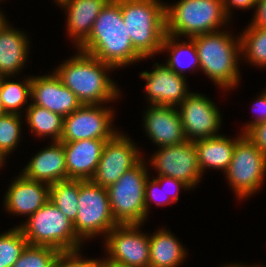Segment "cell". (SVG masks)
Segmentation results:
<instances>
[{"instance_id":"14","label":"cell","mask_w":266,"mask_h":267,"mask_svg":"<svg viewBox=\"0 0 266 267\" xmlns=\"http://www.w3.org/2000/svg\"><path fill=\"white\" fill-rule=\"evenodd\" d=\"M177 108L186 140L194 142L220 136L217 131L222 123V115L206 95L191 92Z\"/></svg>"},{"instance_id":"38","label":"cell","mask_w":266,"mask_h":267,"mask_svg":"<svg viewBox=\"0 0 266 267\" xmlns=\"http://www.w3.org/2000/svg\"><path fill=\"white\" fill-rule=\"evenodd\" d=\"M223 1V6L226 15L230 18L232 15L231 11L234 7V9H249V8H254L256 7V3L258 0H222ZM231 9V10H230Z\"/></svg>"},{"instance_id":"42","label":"cell","mask_w":266,"mask_h":267,"mask_svg":"<svg viewBox=\"0 0 266 267\" xmlns=\"http://www.w3.org/2000/svg\"><path fill=\"white\" fill-rule=\"evenodd\" d=\"M110 267H136V266H130V265H125V264L116 263V262H110Z\"/></svg>"},{"instance_id":"12","label":"cell","mask_w":266,"mask_h":267,"mask_svg":"<svg viewBox=\"0 0 266 267\" xmlns=\"http://www.w3.org/2000/svg\"><path fill=\"white\" fill-rule=\"evenodd\" d=\"M149 162L158 171V176H167L182 180L190 189L197 187L202 173L198 164V153L192 141L159 147L156 153L152 154Z\"/></svg>"},{"instance_id":"4","label":"cell","mask_w":266,"mask_h":267,"mask_svg":"<svg viewBox=\"0 0 266 267\" xmlns=\"http://www.w3.org/2000/svg\"><path fill=\"white\" fill-rule=\"evenodd\" d=\"M165 5L160 0H120L132 46L143 59L160 53L166 34Z\"/></svg>"},{"instance_id":"23","label":"cell","mask_w":266,"mask_h":267,"mask_svg":"<svg viewBox=\"0 0 266 267\" xmlns=\"http://www.w3.org/2000/svg\"><path fill=\"white\" fill-rule=\"evenodd\" d=\"M243 136L240 132V135L233 139L220 135L194 141L202 175L206 168L220 169L225 173L231 163L235 145Z\"/></svg>"},{"instance_id":"22","label":"cell","mask_w":266,"mask_h":267,"mask_svg":"<svg viewBox=\"0 0 266 267\" xmlns=\"http://www.w3.org/2000/svg\"><path fill=\"white\" fill-rule=\"evenodd\" d=\"M23 32L8 21L0 27V77H16L26 65L29 38Z\"/></svg>"},{"instance_id":"29","label":"cell","mask_w":266,"mask_h":267,"mask_svg":"<svg viewBox=\"0 0 266 267\" xmlns=\"http://www.w3.org/2000/svg\"><path fill=\"white\" fill-rule=\"evenodd\" d=\"M240 33L241 55L245 61L259 67H266V28L252 23ZM245 54V55H244Z\"/></svg>"},{"instance_id":"15","label":"cell","mask_w":266,"mask_h":267,"mask_svg":"<svg viewBox=\"0 0 266 267\" xmlns=\"http://www.w3.org/2000/svg\"><path fill=\"white\" fill-rule=\"evenodd\" d=\"M150 72L140 73L146 80L145 93L150 105H165L178 107L191 93L188 90L186 78L173 72L166 64H153Z\"/></svg>"},{"instance_id":"43","label":"cell","mask_w":266,"mask_h":267,"mask_svg":"<svg viewBox=\"0 0 266 267\" xmlns=\"http://www.w3.org/2000/svg\"><path fill=\"white\" fill-rule=\"evenodd\" d=\"M5 18L2 11H0V27L7 21Z\"/></svg>"},{"instance_id":"39","label":"cell","mask_w":266,"mask_h":267,"mask_svg":"<svg viewBox=\"0 0 266 267\" xmlns=\"http://www.w3.org/2000/svg\"><path fill=\"white\" fill-rule=\"evenodd\" d=\"M255 9L256 12L251 23L254 26L266 28V0H258Z\"/></svg>"},{"instance_id":"8","label":"cell","mask_w":266,"mask_h":267,"mask_svg":"<svg viewBox=\"0 0 266 267\" xmlns=\"http://www.w3.org/2000/svg\"><path fill=\"white\" fill-rule=\"evenodd\" d=\"M76 234L84 241L107 233L118 225L112 215L107 188L92 180L79 179Z\"/></svg>"},{"instance_id":"41","label":"cell","mask_w":266,"mask_h":267,"mask_svg":"<svg viewBox=\"0 0 266 267\" xmlns=\"http://www.w3.org/2000/svg\"><path fill=\"white\" fill-rule=\"evenodd\" d=\"M7 155L0 149V167L2 168L6 161Z\"/></svg>"},{"instance_id":"7","label":"cell","mask_w":266,"mask_h":267,"mask_svg":"<svg viewBox=\"0 0 266 267\" xmlns=\"http://www.w3.org/2000/svg\"><path fill=\"white\" fill-rule=\"evenodd\" d=\"M144 158L107 188L112 215L118 225L139 224L147 220L145 190L148 170Z\"/></svg>"},{"instance_id":"11","label":"cell","mask_w":266,"mask_h":267,"mask_svg":"<svg viewBox=\"0 0 266 267\" xmlns=\"http://www.w3.org/2000/svg\"><path fill=\"white\" fill-rule=\"evenodd\" d=\"M142 225H116L105 237L106 259L136 267H149V234L142 233Z\"/></svg>"},{"instance_id":"45","label":"cell","mask_w":266,"mask_h":267,"mask_svg":"<svg viewBox=\"0 0 266 267\" xmlns=\"http://www.w3.org/2000/svg\"><path fill=\"white\" fill-rule=\"evenodd\" d=\"M223 267H238V266H237L236 263H235V264H230V265H227V264H226V266H223Z\"/></svg>"},{"instance_id":"37","label":"cell","mask_w":266,"mask_h":267,"mask_svg":"<svg viewBox=\"0 0 266 267\" xmlns=\"http://www.w3.org/2000/svg\"><path fill=\"white\" fill-rule=\"evenodd\" d=\"M245 136L266 156V122L253 126Z\"/></svg>"},{"instance_id":"25","label":"cell","mask_w":266,"mask_h":267,"mask_svg":"<svg viewBox=\"0 0 266 267\" xmlns=\"http://www.w3.org/2000/svg\"><path fill=\"white\" fill-rule=\"evenodd\" d=\"M177 37L165 34L160 53H169L166 65L176 74L186 77L184 72L199 70L200 63L196 45L191 38L179 42ZM171 50V51H170ZM190 68V69H189ZM185 75V76H184Z\"/></svg>"},{"instance_id":"21","label":"cell","mask_w":266,"mask_h":267,"mask_svg":"<svg viewBox=\"0 0 266 267\" xmlns=\"http://www.w3.org/2000/svg\"><path fill=\"white\" fill-rule=\"evenodd\" d=\"M109 0H57L67 13V34L76 49L89 37L93 23Z\"/></svg>"},{"instance_id":"1","label":"cell","mask_w":266,"mask_h":267,"mask_svg":"<svg viewBox=\"0 0 266 267\" xmlns=\"http://www.w3.org/2000/svg\"><path fill=\"white\" fill-rule=\"evenodd\" d=\"M115 68L144 60L132 46L122 17L120 0H109L103 7L89 37L77 48Z\"/></svg>"},{"instance_id":"17","label":"cell","mask_w":266,"mask_h":267,"mask_svg":"<svg viewBox=\"0 0 266 267\" xmlns=\"http://www.w3.org/2000/svg\"><path fill=\"white\" fill-rule=\"evenodd\" d=\"M143 115L146 135L157 147H166L186 141L181 116L177 107L149 105Z\"/></svg>"},{"instance_id":"6","label":"cell","mask_w":266,"mask_h":267,"mask_svg":"<svg viewBox=\"0 0 266 267\" xmlns=\"http://www.w3.org/2000/svg\"><path fill=\"white\" fill-rule=\"evenodd\" d=\"M28 244L63 252L80 251L83 241L71 222L50 200L18 226Z\"/></svg>"},{"instance_id":"2","label":"cell","mask_w":266,"mask_h":267,"mask_svg":"<svg viewBox=\"0 0 266 267\" xmlns=\"http://www.w3.org/2000/svg\"><path fill=\"white\" fill-rule=\"evenodd\" d=\"M114 69L111 65L78 50L54 72L82 104L103 105L120 96L119 86L117 88L108 75V71Z\"/></svg>"},{"instance_id":"27","label":"cell","mask_w":266,"mask_h":267,"mask_svg":"<svg viewBox=\"0 0 266 267\" xmlns=\"http://www.w3.org/2000/svg\"><path fill=\"white\" fill-rule=\"evenodd\" d=\"M79 179L61 180L50 185L49 200L71 221L78 212Z\"/></svg>"},{"instance_id":"40","label":"cell","mask_w":266,"mask_h":267,"mask_svg":"<svg viewBox=\"0 0 266 267\" xmlns=\"http://www.w3.org/2000/svg\"><path fill=\"white\" fill-rule=\"evenodd\" d=\"M87 267H110V261H108L106 258L100 259H92Z\"/></svg>"},{"instance_id":"18","label":"cell","mask_w":266,"mask_h":267,"mask_svg":"<svg viewBox=\"0 0 266 267\" xmlns=\"http://www.w3.org/2000/svg\"><path fill=\"white\" fill-rule=\"evenodd\" d=\"M49 189L50 185L20 173L5 193L3 205L8 213L29 217L49 201Z\"/></svg>"},{"instance_id":"28","label":"cell","mask_w":266,"mask_h":267,"mask_svg":"<svg viewBox=\"0 0 266 267\" xmlns=\"http://www.w3.org/2000/svg\"><path fill=\"white\" fill-rule=\"evenodd\" d=\"M11 77H0V96L2 100V113H24L22 107L28 104L31 98V77L22 82L9 81Z\"/></svg>"},{"instance_id":"13","label":"cell","mask_w":266,"mask_h":267,"mask_svg":"<svg viewBox=\"0 0 266 267\" xmlns=\"http://www.w3.org/2000/svg\"><path fill=\"white\" fill-rule=\"evenodd\" d=\"M123 134L119 131L107 140L96 173L91 179L104 188L117 182L126 171L143 159L139 147Z\"/></svg>"},{"instance_id":"30","label":"cell","mask_w":266,"mask_h":267,"mask_svg":"<svg viewBox=\"0 0 266 267\" xmlns=\"http://www.w3.org/2000/svg\"><path fill=\"white\" fill-rule=\"evenodd\" d=\"M60 254L53 247L27 244L12 267H53Z\"/></svg>"},{"instance_id":"24","label":"cell","mask_w":266,"mask_h":267,"mask_svg":"<svg viewBox=\"0 0 266 267\" xmlns=\"http://www.w3.org/2000/svg\"><path fill=\"white\" fill-rule=\"evenodd\" d=\"M149 245V267H178L187 257L183 244L166 228L149 235Z\"/></svg>"},{"instance_id":"16","label":"cell","mask_w":266,"mask_h":267,"mask_svg":"<svg viewBox=\"0 0 266 267\" xmlns=\"http://www.w3.org/2000/svg\"><path fill=\"white\" fill-rule=\"evenodd\" d=\"M51 73L31 77L30 100L34 105L65 117L77 110L82 103L68 87L63 85L54 71Z\"/></svg>"},{"instance_id":"20","label":"cell","mask_w":266,"mask_h":267,"mask_svg":"<svg viewBox=\"0 0 266 267\" xmlns=\"http://www.w3.org/2000/svg\"><path fill=\"white\" fill-rule=\"evenodd\" d=\"M26 178L54 184L67 180V168L63 142L52 141L51 145L37 152L21 172Z\"/></svg>"},{"instance_id":"32","label":"cell","mask_w":266,"mask_h":267,"mask_svg":"<svg viewBox=\"0 0 266 267\" xmlns=\"http://www.w3.org/2000/svg\"><path fill=\"white\" fill-rule=\"evenodd\" d=\"M21 117L19 114L0 113V149L8 156L21 140Z\"/></svg>"},{"instance_id":"33","label":"cell","mask_w":266,"mask_h":267,"mask_svg":"<svg viewBox=\"0 0 266 267\" xmlns=\"http://www.w3.org/2000/svg\"><path fill=\"white\" fill-rule=\"evenodd\" d=\"M149 178L146 180L145 190V209L147 216L151 203H155L156 206L166 205L165 184H159L155 179L150 180Z\"/></svg>"},{"instance_id":"44","label":"cell","mask_w":266,"mask_h":267,"mask_svg":"<svg viewBox=\"0 0 266 267\" xmlns=\"http://www.w3.org/2000/svg\"><path fill=\"white\" fill-rule=\"evenodd\" d=\"M236 265H237L238 267H249V266H247V265H246V266H245V265L243 266L242 264H239V263L236 264ZM256 266H257V267H263V265H261V266H260V265H256ZM256 266H255V267H256ZM250 267H251V266H250ZM252 267H254V266H252Z\"/></svg>"},{"instance_id":"31","label":"cell","mask_w":266,"mask_h":267,"mask_svg":"<svg viewBox=\"0 0 266 267\" xmlns=\"http://www.w3.org/2000/svg\"><path fill=\"white\" fill-rule=\"evenodd\" d=\"M27 244L18 225L0 234V267H12Z\"/></svg>"},{"instance_id":"36","label":"cell","mask_w":266,"mask_h":267,"mask_svg":"<svg viewBox=\"0 0 266 267\" xmlns=\"http://www.w3.org/2000/svg\"><path fill=\"white\" fill-rule=\"evenodd\" d=\"M80 251L63 252L59 255L57 264L60 267H87L92 259H84Z\"/></svg>"},{"instance_id":"9","label":"cell","mask_w":266,"mask_h":267,"mask_svg":"<svg viewBox=\"0 0 266 267\" xmlns=\"http://www.w3.org/2000/svg\"><path fill=\"white\" fill-rule=\"evenodd\" d=\"M225 175L238 199L250 197L263 186L266 176V156L244 135L235 145Z\"/></svg>"},{"instance_id":"10","label":"cell","mask_w":266,"mask_h":267,"mask_svg":"<svg viewBox=\"0 0 266 267\" xmlns=\"http://www.w3.org/2000/svg\"><path fill=\"white\" fill-rule=\"evenodd\" d=\"M111 108L104 107L102 104H82L77 110L64 117L60 142L111 139L118 132L112 126L114 110Z\"/></svg>"},{"instance_id":"34","label":"cell","mask_w":266,"mask_h":267,"mask_svg":"<svg viewBox=\"0 0 266 267\" xmlns=\"http://www.w3.org/2000/svg\"><path fill=\"white\" fill-rule=\"evenodd\" d=\"M154 179L159 183V184H165V192H166V205L175 203L179 201V192L180 189L183 190H191L190 187L185 184L182 180L175 179L172 177H167V176H156ZM170 187V188H169ZM169 191V192H168Z\"/></svg>"},{"instance_id":"5","label":"cell","mask_w":266,"mask_h":267,"mask_svg":"<svg viewBox=\"0 0 266 267\" xmlns=\"http://www.w3.org/2000/svg\"><path fill=\"white\" fill-rule=\"evenodd\" d=\"M165 17L166 33L178 40L220 31L230 22L222 0H179L165 5Z\"/></svg>"},{"instance_id":"46","label":"cell","mask_w":266,"mask_h":267,"mask_svg":"<svg viewBox=\"0 0 266 267\" xmlns=\"http://www.w3.org/2000/svg\"><path fill=\"white\" fill-rule=\"evenodd\" d=\"M0 113H2V100H1V96H0Z\"/></svg>"},{"instance_id":"26","label":"cell","mask_w":266,"mask_h":267,"mask_svg":"<svg viewBox=\"0 0 266 267\" xmlns=\"http://www.w3.org/2000/svg\"><path fill=\"white\" fill-rule=\"evenodd\" d=\"M25 108L26 124L36 136H49L51 141H60L63 134L64 117L30 103Z\"/></svg>"},{"instance_id":"35","label":"cell","mask_w":266,"mask_h":267,"mask_svg":"<svg viewBox=\"0 0 266 267\" xmlns=\"http://www.w3.org/2000/svg\"><path fill=\"white\" fill-rule=\"evenodd\" d=\"M254 111L258 110L256 113V118L253 121H249L248 124H244V127L241 130L242 134H246L253 126L258 125L260 123L266 122V89L260 93L255 102H253Z\"/></svg>"},{"instance_id":"3","label":"cell","mask_w":266,"mask_h":267,"mask_svg":"<svg viewBox=\"0 0 266 267\" xmlns=\"http://www.w3.org/2000/svg\"><path fill=\"white\" fill-rule=\"evenodd\" d=\"M191 39L197 48L200 70L222 90L236 88L240 82V35L234 36L222 30L196 35Z\"/></svg>"},{"instance_id":"19","label":"cell","mask_w":266,"mask_h":267,"mask_svg":"<svg viewBox=\"0 0 266 267\" xmlns=\"http://www.w3.org/2000/svg\"><path fill=\"white\" fill-rule=\"evenodd\" d=\"M107 140L87 139L63 142L67 179L91 180L96 173Z\"/></svg>"}]
</instances>
